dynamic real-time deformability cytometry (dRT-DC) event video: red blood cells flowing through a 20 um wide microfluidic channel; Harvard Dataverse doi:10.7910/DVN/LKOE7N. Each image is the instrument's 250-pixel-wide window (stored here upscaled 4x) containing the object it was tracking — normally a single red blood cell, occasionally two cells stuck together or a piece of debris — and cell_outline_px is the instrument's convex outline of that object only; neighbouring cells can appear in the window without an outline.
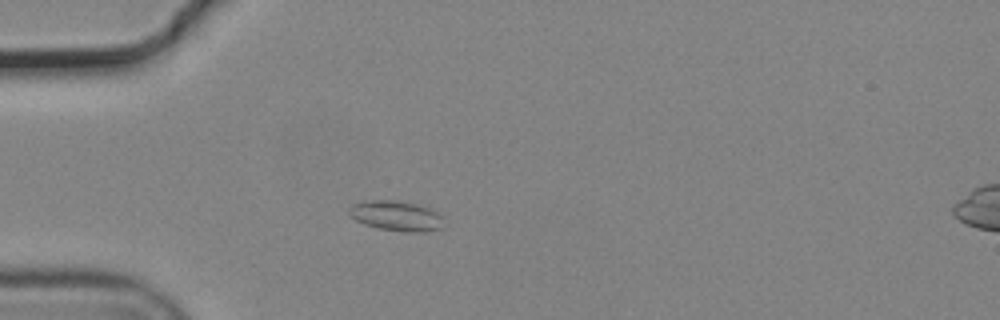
{"species": "common noctule bat (a hibernating species)", "species_latin": "Nyctalus noctula", "temperature_condition": "cold", "stored_images_in_passage": 44, "camera_frame_rate_fps": 3000, "um_per_image_px": 0.085, "animal": {"sex": "male", "body_mass_g": 19.2, "forearm_length_mm": 51.8}, "frame": {"image": 1, "passage_image": 3, "time_ms": 0.667, "image_size_px": [1000, 320], "cell_outline_px": [[444, 228], [424, 232], [408, 232], [376, 228], [364, 224], [356, 220], [348, 212], [348, 208], [352, 204], [364, 200], [396, 200], [416, 204], [428, 208], [444, 216]], "centroid_in_image_um": [33.7, 18.35], "position_along_channel_um": 51.3, "area_um2": 16.88}}
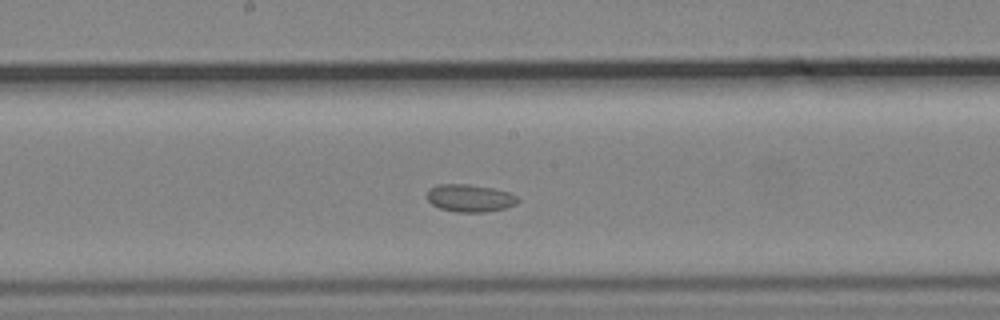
{"frame": {"image": 2, "passage_image": 17, "time_ms": 5.333, "image_size_px": [1000, 320], "cell_outline_px": [[520, 200], [516, 204], [504, 208], [484, 212], [456, 212], [440, 208], [432, 204], [428, 200], [428, 188], [436, 184], [468, 184], [492, 188], [508, 192], [516, 196]], "centroid_in_image_um": [39.92, 16.83], "position_along_channel_um": 208.3, "area_um2": 14.51}}
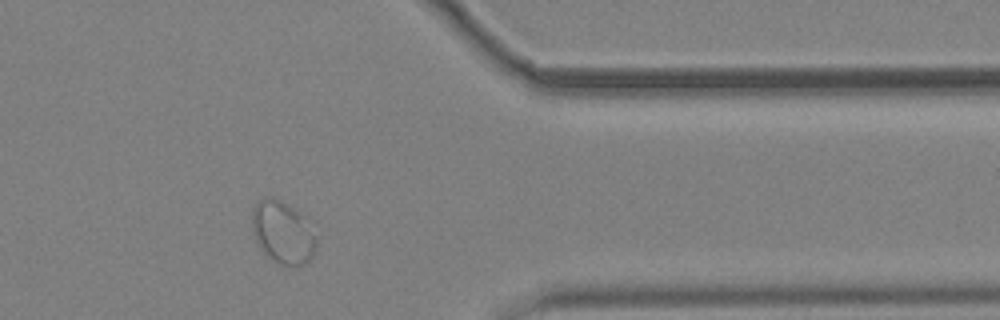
{"frame": {"image": 3, "passage_image": 33, "time_ms": 10.667, "image_size_px": [1000, 320], "cell_outline_px": [[316, 252], [304, 264], [296, 268], [288, 268], [280, 264], [268, 256], [264, 252], [252, 228], [252, 208], [264, 196], [272, 196], [280, 200], [300, 212], [304, 216], [316, 240]], "centroid_in_image_um": [24.05, 19.77], "position_along_channel_um": 387.4, "area_um2": 23.29}}